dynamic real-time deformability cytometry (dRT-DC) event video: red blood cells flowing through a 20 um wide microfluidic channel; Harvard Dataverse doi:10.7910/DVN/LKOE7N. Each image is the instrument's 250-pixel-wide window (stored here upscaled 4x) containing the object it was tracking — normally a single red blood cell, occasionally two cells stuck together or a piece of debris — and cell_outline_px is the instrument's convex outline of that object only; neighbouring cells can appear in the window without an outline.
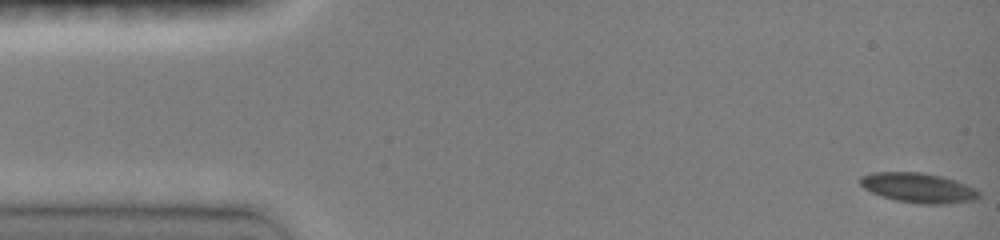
{"species": "common noctule bat (a hibernating species)", "species_latin": "Nyctalus noctula", "temperature_condition": "room temperature", "stored_images_in_passage": 33, "segment_of_instrument_passage": [1, 2], "camera_frame_rate_fps": 3000, "um_per_image_px": 0.085, "animal": {"sex": "female", "body_mass_g": 19.0, "forearm_length_mm": 51.5}, "frame": {"image": 1, "passage_image": 1, "time_ms": 0.0, "image_size_px": [1000, 240], "cell_outline_px": [[980, 196], [976, 200], [944, 204], [920, 204], [896, 200], [880, 196], [864, 188], [860, 184], [860, 176], [872, 172], [920, 172], [940, 176], [956, 180], [976, 188], [980, 192]], "centroid_in_image_um": [78.07, 15.96], "position_along_channel_um": 6.9, "area_um2": 20.75}}
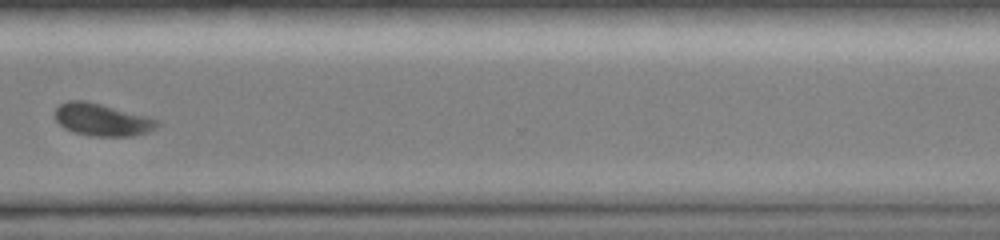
{"frame": {"image": 2, "passage_image": 24, "time_ms": 11.667, "image_size_px": [1000, 240], "cell_outline_px": [[160, 124], [156, 128], [148, 132], [132, 136], [96, 136], [76, 132], [60, 124], [56, 120], [56, 108], [60, 104], [68, 100], [84, 100], [152, 116], [160, 120]], "centroid_in_image_um": [8.77, 10.16], "position_along_channel_um": 361.8, "area_um2": 19.31}}
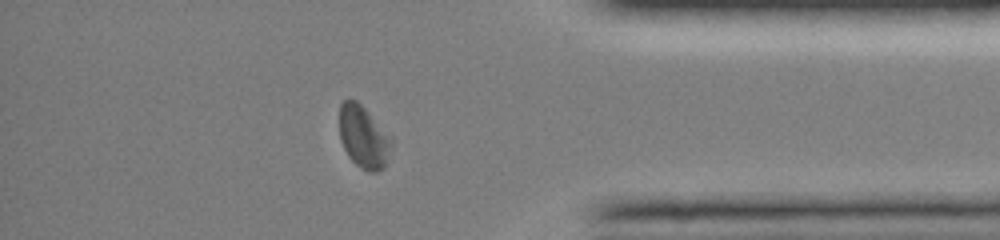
{"frame": {"image": 3, "passage_image": 27, "time_ms": 13.0, "image_size_px": [1000, 240], "cell_outline_px": [[392, 144], [384, 168], [376, 172], [368, 172], [360, 168], [348, 156], [340, 140], [340, 104], [348, 96], [356, 100], [392, 136]], "centroid_in_image_um": [30.9, 11.63], "position_along_channel_um": 404.3, "area_um2": 19.07}}